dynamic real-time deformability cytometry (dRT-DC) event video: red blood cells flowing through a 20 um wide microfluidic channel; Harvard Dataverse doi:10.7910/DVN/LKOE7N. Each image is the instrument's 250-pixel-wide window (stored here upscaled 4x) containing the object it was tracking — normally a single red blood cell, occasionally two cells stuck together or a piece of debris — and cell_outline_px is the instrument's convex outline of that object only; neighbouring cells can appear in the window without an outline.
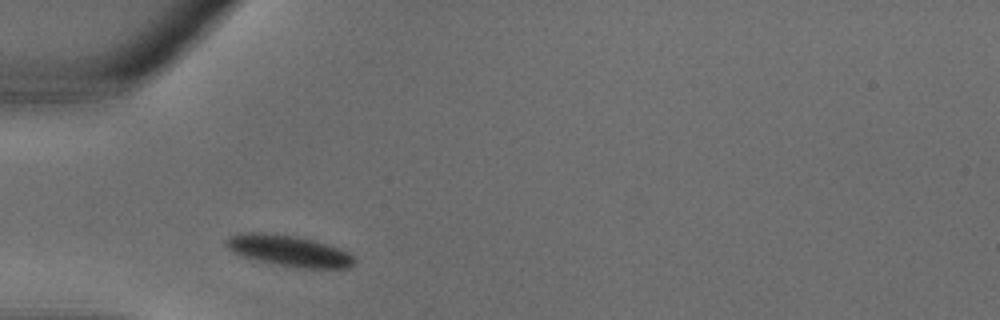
{"species": "common noctule bat (a hibernating species)", "species_latin": "Nyctalus noctula", "temperature_condition": "warm", "stored_images_in_passage": 25, "camera_frame_rate_fps": 3000, "um_per_image_px": 0.085, "animal": {"sex": "male", "body_mass_g": 18.8}, "frame": {"image": 1, "passage_image": 1, "time_ms": 0.0, "image_size_px": [1000, 320], "cell_outline_px": [[356, 260], [348, 268], [296, 268], [240, 256], [232, 252], [224, 244], [224, 240], [228, 236], [236, 232], [264, 232], [292, 236], [312, 240], [348, 252]], "centroid_in_image_um": [24.45, 21.31], "position_along_channel_um": 60.6, "area_um2": 23.12}}
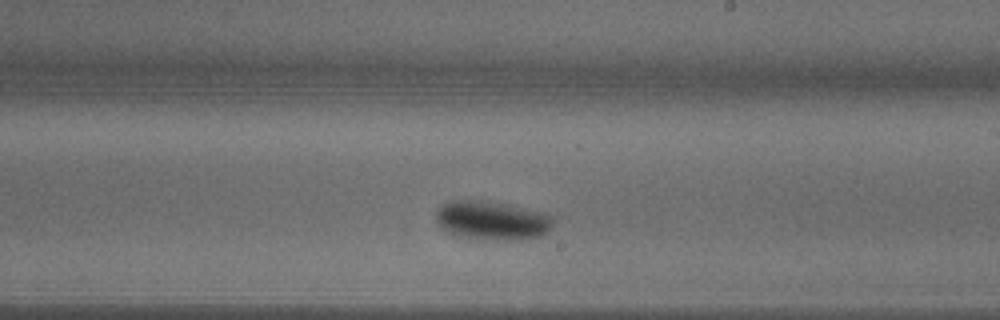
{"frame": {"image": 2, "passage_image": 11, "time_ms": 3.333, "image_size_px": [1000, 320], "cell_outline_px": [[552, 224], [540, 236], [528, 240], [480, 240], [456, 236], [448, 232], [436, 220], [436, 212], [444, 204], [452, 200], [484, 200], [508, 204], [544, 212], [552, 216]], "centroid_in_image_um": [41.82, 18.75], "position_along_channel_um": 247.2, "area_um2": 26.76}}
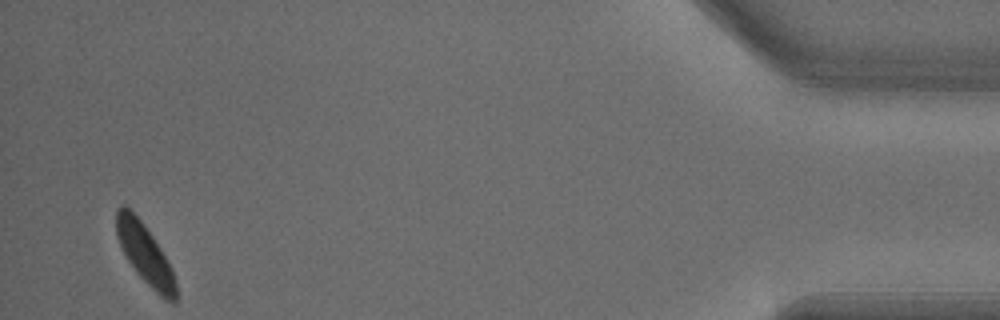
{"frame": {"image": 3, "passage_image": 24, "time_ms": 7.667, "image_size_px": [1000, 320], "cell_outline_px": [[176, 304], [172, 304], [160, 296], [136, 272], [120, 248], [116, 236], [116, 208], [120, 204], [124, 204], [144, 224], [160, 248], [172, 268], [176, 284]], "centroid_in_image_um": [12.31, 21.59], "position_along_channel_um": 422.9, "area_um2": 20.69}}